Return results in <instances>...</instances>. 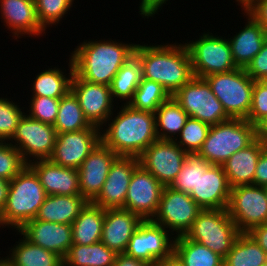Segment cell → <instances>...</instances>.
Masks as SVG:
<instances>
[{"label": "cell", "instance_id": "1", "mask_svg": "<svg viewBox=\"0 0 267 266\" xmlns=\"http://www.w3.org/2000/svg\"><path fill=\"white\" fill-rule=\"evenodd\" d=\"M117 108L120 111L113 112L100 129L101 142L118 156L139 157L150 144L158 140L155 114L128 104H122L121 107L117 105Z\"/></svg>", "mask_w": 267, "mask_h": 266}, {"label": "cell", "instance_id": "2", "mask_svg": "<svg viewBox=\"0 0 267 266\" xmlns=\"http://www.w3.org/2000/svg\"><path fill=\"white\" fill-rule=\"evenodd\" d=\"M84 40L69 55L74 73L81 79L110 86L119 69L134 56L136 43L120 40Z\"/></svg>", "mask_w": 267, "mask_h": 266}, {"label": "cell", "instance_id": "3", "mask_svg": "<svg viewBox=\"0 0 267 266\" xmlns=\"http://www.w3.org/2000/svg\"><path fill=\"white\" fill-rule=\"evenodd\" d=\"M137 44L134 55L142 67V78L161 84L172 96L193 77L189 51L181 43Z\"/></svg>", "mask_w": 267, "mask_h": 266}, {"label": "cell", "instance_id": "4", "mask_svg": "<svg viewBox=\"0 0 267 266\" xmlns=\"http://www.w3.org/2000/svg\"><path fill=\"white\" fill-rule=\"evenodd\" d=\"M46 196L38 176L27 165L10 181L7 202L0 213V228L19 230L35 219Z\"/></svg>", "mask_w": 267, "mask_h": 266}, {"label": "cell", "instance_id": "5", "mask_svg": "<svg viewBox=\"0 0 267 266\" xmlns=\"http://www.w3.org/2000/svg\"><path fill=\"white\" fill-rule=\"evenodd\" d=\"M257 138L256 126L248 120L230 118L212 125L198 154L208 163L222 165L232 154Z\"/></svg>", "mask_w": 267, "mask_h": 266}, {"label": "cell", "instance_id": "6", "mask_svg": "<svg viewBox=\"0 0 267 266\" xmlns=\"http://www.w3.org/2000/svg\"><path fill=\"white\" fill-rule=\"evenodd\" d=\"M240 234L227 209H206L199 213L185 236L224 259Z\"/></svg>", "mask_w": 267, "mask_h": 266}, {"label": "cell", "instance_id": "7", "mask_svg": "<svg viewBox=\"0 0 267 266\" xmlns=\"http://www.w3.org/2000/svg\"><path fill=\"white\" fill-rule=\"evenodd\" d=\"M230 118L247 119L252 105L254 80L245 68L204 77Z\"/></svg>", "mask_w": 267, "mask_h": 266}, {"label": "cell", "instance_id": "8", "mask_svg": "<svg viewBox=\"0 0 267 266\" xmlns=\"http://www.w3.org/2000/svg\"><path fill=\"white\" fill-rule=\"evenodd\" d=\"M199 39L186 40L194 77L204 78L238 68L234 62L229 40L213 33L203 32ZM217 34V35H216Z\"/></svg>", "mask_w": 267, "mask_h": 266}, {"label": "cell", "instance_id": "9", "mask_svg": "<svg viewBox=\"0 0 267 266\" xmlns=\"http://www.w3.org/2000/svg\"><path fill=\"white\" fill-rule=\"evenodd\" d=\"M172 97L189 117L210 126L230 119L204 78L193 77Z\"/></svg>", "mask_w": 267, "mask_h": 266}, {"label": "cell", "instance_id": "10", "mask_svg": "<svg viewBox=\"0 0 267 266\" xmlns=\"http://www.w3.org/2000/svg\"><path fill=\"white\" fill-rule=\"evenodd\" d=\"M201 211L189 194L165 186L152 221L178 237L186 235Z\"/></svg>", "mask_w": 267, "mask_h": 266}, {"label": "cell", "instance_id": "11", "mask_svg": "<svg viewBox=\"0 0 267 266\" xmlns=\"http://www.w3.org/2000/svg\"><path fill=\"white\" fill-rule=\"evenodd\" d=\"M228 213L241 233L267 223V195L264 186L254 184L231 188Z\"/></svg>", "mask_w": 267, "mask_h": 266}, {"label": "cell", "instance_id": "12", "mask_svg": "<svg viewBox=\"0 0 267 266\" xmlns=\"http://www.w3.org/2000/svg\"><path fill=\"white\" fill-rule=\"evenodd\" d=\"M56 137L57 132L53 125L32 119L25 113L8 142L20 151L24 161L29 164L36 160L49 159Z\"/></svg>", "mask_w": 267, "mask_h": 266}, {"label": "cell", "instance_id": "13", "mask_svg": "<svg viewBox=\"0 0 267 266\" xmlns=\"http://www.w3.org/2000/svg\"><path fill=\"white\" fill-rule=\"evenodd\" d=\"M174 239L162 225L152 220H143L133 233L124 253L155 266L173 253Z\"/></svg>", "mask_w": 267, "mask_h": 266}, {"label": "cell", "instance_id": "14", "mask_svg": "<svg viewBox=\"0 0 267 266\" xmlns=\"http://www.w3.org/2000/svg\"><path fill=\"white\" fill-rule=\"evenodd\" d=\"M186 153L175 141L158 139L138 157L139 165L164 187L171 186L183 167Z\"/></svg>", "mask_w": 267, "mask_h": 266}, {"label": "cell", "instance_id": "15", "mask_svg": "<svg viewBox=\"0 0 267 266\" xmlns=\"http://www.w3.org/2000/svg\"><path fill=\"white\" fill-rule=\"evenodd\" d=\"M100 142L101 130L94 125L79 131L57 133L49 160L57 165L78 170Z\"/></svg>", "mask_w": 267, "mask_h": 266}, {"label": "cell", "instance_id": "16", "mask_svg": "<svg viewBox=\"0 0 267 266\" xmlns=\"http://www.w3.org/2000/svg\"><path fill=\"white\" fill-rule=\"evenodd\" d=\"M231 187L222 165H213L204 158L198 162L196 191L189 195L202 210L227 209Z\"/></svg>", "mask_w": 267, "mask_h": 266}, {"label": "cell", "instance_id": "17", "mask_svg": "<svg viewBox=\"0 0 267 266\" xmlns=\"http://www.w3.org/2000/svg\"><path fill=\"white\" fill-rule=\"evenodd\" d=\"M163 189L164 186L149 171L138 165L128 186L124 209L137 214L142 220H152Z\"/></svg>", "mask_w": 267, "mask_h": 266}, {"label": "cell", "instance_id": "18", "mask_svg": "<svg viewBox=\"0 0 267 266\" xmlns=\"http://www.w3.org/2000/svg\"><path fill=\"white\" fill-rule=\"evenodd\" d=\"M71 91L77 97L85 118L100 129L113 112L118 110L110 86L87 82L74 73Z\"/></svg>", "mask_w": 267, "mask_h": 266}, {"label": "cell", "instance_id": "19", "mask_svg": "<svg viewBox=\"0 0 267 266\" xmlns=\"http://www.w3.org/2000/svg\"><path fill=\"white\" fill-rule=\"evenodd\" d=\"M138 165V157L119 156L111 165L102 190L92 203L105 210L124 209L128 186Z\"/></svg>", "mask_w": 267, "mask_h": 266}, {"label": "cell", "instance_id": "20", "mask_svg": "<svg viewBox=\"0 0 267 266\" xmlns=\"http://www.w3.org/2000/svg\"><path fill=\"white\" fill-rule=\"evenodd\" d=\"M119 156L100 142L78 168L81 195L92 202L102 190L111 165Z\"/></svg>", "mask_w": 267, "mask_h": 266}, {"label": "cell", "instance_id": "21", "mask_svg": "<svg viewBox=\"0 0 267 266\" xmlns=\"http://www.w3.org/2000/svg\"><path fill=\"white\" fill-rule=\"evenodd\" d=\"M0 14L1 22L17 41L22 37L46 35L37 17L35 0H0Z\"/></svg>", "mask_w": 267, "mask_h": 266}, {"label": "cell", "instance_id": "22", "mask_svg": "<svg viewBox=\"0 0 267 266\" xmlns=\"http://www.w3.org/2000/svg\"><path fill=\"white\" fill-rule=\"evenodd\" d=\"M18 235L24 236L31 243L46 250L55 252L64 258L73 245L71 224L52 223L40 220H30L19 230Z\"/></svg>", "mask_w": 267, "mask_h": 266}, {"label": "cell", "instance_id": "23", "mask_svg": "<svg viewBox=\"0 0 267 266\" xmlns=\"http://www.w3.org/2000/svg\"><path fill=\"white\" fill-rule=\"evenodd\" d=\"M36 173L47 195H81L78 170L66 168L49 159L28 164Z\"/></svg>", "mask_w": 267, "mask_h": 266}, {"label": "cell", "instance_id": "24", "mask_svg": "<svg viewBox=\"0 0 267 266\" xmlns=\"http://www.w3.org/2000/svg\"><path fill=\"white\" fill-rule=\"evenodd\" d=\"M143 220L125 209H107L101 242L117 254L124 253L128 243Z\"/></svg>", "mask_w": 267, "mask_h": 266}, {"label": "cell", "instance_id": "25", "mask_svg": "<svg viewBox=\"0 0 267 266\" xmlns=\"http://www.w3.org/2000/svg\"><path fill=\"white\" fill-rule=\"evenodd\" d=\"M246 17L245 25L228 40L237 67L246 68L252 59L259 53L267 40V31L242 7L239 8Z\"/></svg>", "mask_w": 267, "mask_h": 266}, {"label": "cell", "instance_id": "26", "mask_svg": "<svg viewBox=\"0 0 267 266\" xmlns=\"http://www.w3.org/2000/svg\"><path fill=\"white\" fill-rule=\"evenodd\" d=\"M266 147L267 144L257 137L249 146L232 154L222 164L231 188L254 184L256 165Z\"/></svg>", "mask_w": 267, "mask_h": 266}, {"label": "cell", "instance_id": "27", "mask_svg": "<svg viewBox=\"0 0 267 266\" xmlns=\"http://www.w3.org/2000/svg\"><path fill=\"white\" fill-rule=\"evenodd\" d=\"M88 201L82 195H47L36 220L72 224Z\"/></svg>", "mask_w": 267, "mask_h": 266}, {"label": "cell", "instance_id": "28", "mask_svg": "<svg viewBox=\"0 0 267 266\" xmlns=\"http://www.w3.org/2000/svg\"><path fill=\"white\" fill-rule=\"evenodd\" d=\"M68 73L61 67L43 69L38 72L32 80L30 88L32 96H46L54 99H60L71 90V81L74 75V66L71 57H69ZM65 70V71H64Z\"/></svg>", "mask_w": 267, "mask_h": 266}, {"label": "cell", "instance_id": "29", "mask_svg": "<svg viewBox=\"0 0 267 266\" xmlns=\"http://www.w3.org/2000/svg\"><path fill=\"white\" fill-rule=\"evenodd\" d=\"M3 257L11 266H62L63 258L28 241L24 236Z\"/></svg>", "mask_w": 267, "mask_h": 266}, {"label": "cell", "instance_id": "30", "mask_svg": "<svg viewBox=\"0 0 267 266\" xmlns=\"http://www.w3.org/2000/svg\"><path fill=\"white\" fill-rule=\"evenodd\" d=\"M105 209L88 202L72 225L73 244L83 246L101 241Z\"/></svg>", "mask_w": 267, "mask_h": 266}, {"label": "cell", "instance_id": "31", "mask_svg": "<svg viewBox=\"0 0 267 266\" xmlns=\"http://www.w3.org/2000/svg\"><path fill=\"white\" fill-rule=\"evenodd\" d=\"M154 114L156 134L159 140L175 141L189 118L172 96L162 103Z\"/></svg>", "mask_w": 267, "mask_h": 266}, {"label": "cell", "instance_id": "32", "mask_svg": "<svg viewBox=\"0 0 267 266\" xmlns=\"http://www.w3.org/2000/svg\"><path fill=\"white\" fill-rule=\"evenodd\" d=\"M117 253L101 241L83 246L73 244L63 258L65 266H114Z\"/></svg>", "mask_w": 267, "mask_h": 266}, {"label": "cell", "instance_id": "33", "mask_svg": "<svg viewBox=\"0 0 267 266\" xmlns=\"http://www.w3.org/2000/svg\"><path fill=\"white\" fill-rule=\"evenodd\" d=\"M142 79V67L139 59L132 56L116 73L110 85L113 101L119 105L129 104ZM117 101V102H116ZM123 101V102H122Z\"/></svg>", "mask_w": 267, "mask_h": 266}, {"label": "cell", "instance_id": "34", "mask_svg": "<svg viewBox=\"0 0 267 266\" xmlns=\"http://www.w3.org/2000/svg\"><path fill=\"white\" fill-rule=\"evenodd\" d=\"M173 253L185 266H223V258L185 235L175 237Z\"/></svg>", "mask_w": 267, "mask_h": 266}, {"label": "cell", "instance_id": "35", "mask_svg": "<svg viewBox=\"0 0 267 266\" xmlns=\"http://www.w3.org/2000/svg\"><path fill=\"white\" fill-rule=\"evenodd\" d=\"M267 253L248 233H241L223 259V266H261Z\"/></svg>", "mask_w": 267, "mask_h": 266}, {"label": "cell", "instance_id": "36", "mask_svg": "<svg viewBox=\"0 0 267 266\" xmlns=\"http://www.w3.org/2000/svg\"><path fill=\"white\" fill-rule=\"evenodd\" d=\"M53 126L57 133L79 131L91 126L71 90L60 98L59 110Z\"/></svg>", "mask_w": 267, "mask_h": 266}, {"label": "cell", "instance_id": "37", "mask_svg": "<svg viewBox=\"0 0 267 266\" xmlns=\"http://www.w3.org/2000/svg\"><path fill=\"white\" fill-rule=\"evenodd\" d=\"M170 97L171 95L161 84L142 78L128 105L155 113L156 109Z\"/></svg>", "mask_w": 267, "mask_h": 266}, {"label": "cell", "instance_id": "38", "mask_svg": "<svg viewBox=\"0 0 267 266\" xmlns=\"http://www.w3.org/2000/svg\"><path fill=\"white\" fill-rule=\"evenodd\" d=\"M210 125L189 117L175 142L187 153H198L207 138Z\"/></svg>", "mask_w": 267, "mask_h": 266}, {"label": "cell", "instance_id": "39", "mask_svg": "<svg viewBox=\"0 0 267 266\" xmlns=\"http://www.w3.org/2000/svg\"><path fill=\"white\" fill-rule=\"evenodd\" d=\"M74 0H35L37 17L45 28L58 25L66 14H70Z\"/></svg>", "mask_w": 267, "mask_h": 266}, {"label": "cell", "instance_id": "40", "mask_svg": "<svg viewBox=\"0 0 267 266\" xmlns=\"http://www.w3.org/2000/svg\"><path fill=\"white\" fill-rule=\"evenodd\" d=\"M11 100V101H10ZM13 102L10 98L0 97V141H9L25 114L26 107Z\"/></svg>", "mask_w": 267, "mask_h": 266}, {"label": "cell", "instance_id": "41", "mask_svg": "<svg viewBox=\"0 0 267 266\" xmlns=\"http://www.w3.org/2000/svg\"><path fill=\"white\" fill-rule=\"evenodd\" d=\"M7 142V143H6ZM28 164L20 151L8 141H0V177L11 181Z\"/></svg>", "mask_w": 267, "mask_h": 266}, {"label": "cell", "instance_id": "42", "mask_svg": "<svg viewBox=\"0 0 267 266\" xmlns=\"http://www.w3.org/2000/svg\"><path fill=\"white\" fill-rule=\"evenodd\" d=\"M202 157L198 153H186L185 162L170 187L177 191L190 194L197 189L198 162Z\"/></svg>", "mask_w": 267, "mask_h": 266}, {"label": "cell", "instance_id": "43", "mask_svg": "<svg viewBox=\"0 0 267 266\" xmlns=\"http://www.w3.org/2000/svg\"><path fill=\"white\" fill-rule=\"evenodd\" d=\"M26 114L35 120L53 125L56 121L60 99L46 96H31Z\"/></svg>", "mask_w": 267, "mask_h": 266}, {"label": "cell", "instance_id": "44", "mask_svg": "<svg viewBox=\"0 0 267 266\" xmlns=\"http://www.w3.org/2000/svg\"><path fill=\"white\" fill-rule=\"evenodd\" d=\"M265 117H267V86L261 81H255L252 91V105L246 120L257 126Z\"/></svg>", "mask_w": 267, "mask_h": 266}, {"label": "cell", "instance_id": "45", "mask_svg": "<svg viewBox=\"0 0 267 266\" xmlns=\"http://www.w3.org/2000/svg\"><path fill=\"white\" fill-rule=\"evenodd\" d=\"M245 70L254 81H260L267 76V40Z\"/></svg>", "mask_w": 267, "mask_h": 266}, {"label": "cell", "instance_id": "46", "mask_svg": "<svg viewBox=\"0 0 267 266\" xmlns=\"http://www.w3.org/2000/svg\"><path fill=\"white\" fill-rule=\"evenodd\" d=\"M241 7L267 31V0H247Z\"/></svg>", "mask_w": 267, "mask_h": 266}, {"label": "cell", "instance_id": "47", "mask_svg": "<svg viewBox=\"0 0 267 266\" xmlns=\"http://www.w3.org/2000/svg\"><path fill=\"white\" fill-rule=\"evenodd\" d=\"M170 0H141L139 1V11L138 13L141 15L142 18L155 17L159 11L162 10L164 4L167 5V2Z\"/></svg>", "mask_w": 267, "mask_h": 266}, {"label": "cell", "instance_id": "48", "mask_svg": "<svg viewBox=\"0 0 267 266\" xmlns=\"http://www.w3.org/2000/svg\"><path fill=\"white\" fill-rule=\"evenodd\" d=\"M254 185L267 186V147L258 159L254 174Z\"/></svg>", "mask_w": 267, "mask_h": 266}, {"label": "cell", "instance_id": "49", "mask_svg": "<svg viewBox=\"0 0 267 266\" xmlns=\"http://www.w3.org/2000/svg\"><path fill=\"white\" fill-rule=\"evenodd\" d=\"M248 234L267 253V223L252 228Z\"/></svg>", "mask_w": 267, "mask_h": 266}, {"label": "cell", "instance_id": "50", "mask_svg": "<svg viewBox=\"0 0 267 266\" xmlns=\"http://www.w3.org/2000/svg\"><path fill=\"white\" fill-rule=\"evenodd\" d=\"M114 266H152L145 261L130 257L125 253L117 254Z\"/></svg>", "mask_w": 267, "mask_h": 266}, {"label": "cell", "instance_id": "51", "mask_svg": "<svg viewBox=\"0 0 267 266\" xmlns=\"http://www.w3.org/2000/svg\"><path fill=\"white\" fill-rule=\"evenodd\" d=\"M9 186H10V181L0 177V213L2 212V210L6 205Z\"/></svg>", "mask_w": 267, "mask_h": 266}, {"label": "cell", "instance_id": "52", "mask_svg": "<svg viewBox=\"0 0 267 266\" xmlns=\"http://www.w3.org/2000/svg\"><path fill=\"white\" fill-rule=\"evenodd\" d=\"M155 266H185V265L174 253H172L166 259L157 262Z\"/></svg>", "mask_w": 267, "mask_h": 266}, {"label": "cell", "instance_id": "53", "mask_svg": "<svg viewBox=\"0 0 267 266\" xmlns=\"http://www.w3.org/2000/svg\"><path fill=\"white\" fill-rule=\"evenodd\" d=\"M257 137L267 144V117H265L257 126Z\"/></svg>", "mask_w": 267, "mask_h": 266}, {"label": "cell", "instance_id": "54", "mask_svg": "<svg viewBox=\"0 0 267 266\" xmlns=\"http://www.w3.org/2000/svg\"><path fill=\"white\" fill-rule=\"evenodd\" d=\"M0 266H11V265L2 256L0 257Z\"/></svg>", "mask_w": 267, "mask_h": 266}, {"label": "cell", "instance_id": "55", "mask_svg": "<svg viewBox=\"0 0 267 266\" xmlns=\"http://www.w3.org/2000/svg\"><path fill=\"white\" fill-rule=\"evenodd\" d=\"M237 3L238 6H242L247 0H235Z\"/></svg>", "mask_w": 267, "mask_h": 266}, {"label": "cell", "instance_id": "56", "mask_svg": "<svg viewBox=\"0 0 267 266\" xmlns=\"http://www.w3.org/2000/svg\"><path fill=\"white\" fill-rule=\"evenodd\" d=\"M265 86H267V76L260 80Z\"/></svg>", "mask_w": 267, "mask_h": 266}, {"label": "cell", "instance_id": "57", "mask_svg": "<svg viewBox=\"0 0 267 266\" xmlns=\"http://www.w3.org/2000/svg\"><path fill=\"white\" fill-rule=\"evenodd\" d=\"M261 266H267V260Z\"/></svg>", "mask_w": 267, "mask_h": 266}, {"label": "cell", "instance_id": "58", "mask_svg": "<svg viewBox=\"0 0 267 266\" xmlns=\"http://www.w3.org/2000/svg\"><path fill=\"white\" fill-rule=\"evenodd\" d=\"M265 187V192H266V195H267V186H264Z\"/></svg>", "mask_w": 267, "mask_h": 266}]
</instances>
